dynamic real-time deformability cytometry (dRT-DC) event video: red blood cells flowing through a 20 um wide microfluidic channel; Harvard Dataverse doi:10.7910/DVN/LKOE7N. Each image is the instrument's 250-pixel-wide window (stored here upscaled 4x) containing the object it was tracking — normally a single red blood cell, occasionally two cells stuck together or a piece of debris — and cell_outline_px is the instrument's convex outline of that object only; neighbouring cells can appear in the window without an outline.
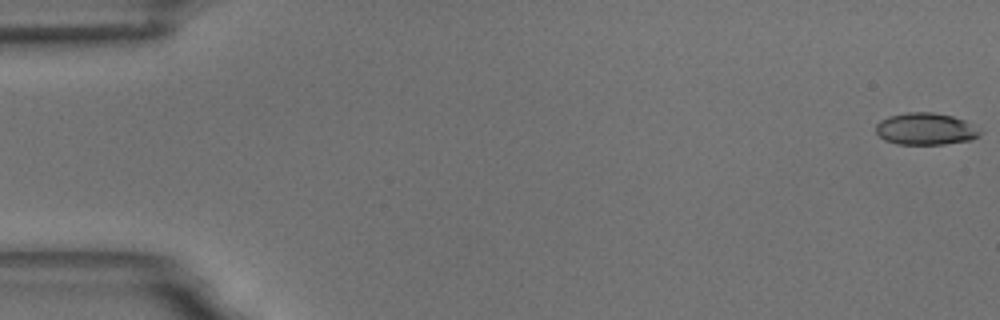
{"species": "common noctule bat (a hibernating species)", "species_latin": "Nyctalus noctula", "temperature_condition": "room temperature", "stored_images_in_passage": 14, "camera_frame_rate_fps": 3000, "um_per_image_px": 0.085, "animal": {"sex": "male", "body_mass_g": 18.8}, "frame": {"image": 1, "passage_image": 1, "time_ms": 0.0, "image_size_px": [1000, 320], "cell_outline_px": [[980, 136], [972, 140], [944, 144], [896, 144], [884, 140], [876, 132], [876, 124], [880, 120], [888, 116], [908, 112], [932, 112], [952, 116], [964, 120], [980, 132]], "centroid_in_image_um": [78.63, 10.96], "position_along_channel_um": 6.4, "area_um2": 19.31}}